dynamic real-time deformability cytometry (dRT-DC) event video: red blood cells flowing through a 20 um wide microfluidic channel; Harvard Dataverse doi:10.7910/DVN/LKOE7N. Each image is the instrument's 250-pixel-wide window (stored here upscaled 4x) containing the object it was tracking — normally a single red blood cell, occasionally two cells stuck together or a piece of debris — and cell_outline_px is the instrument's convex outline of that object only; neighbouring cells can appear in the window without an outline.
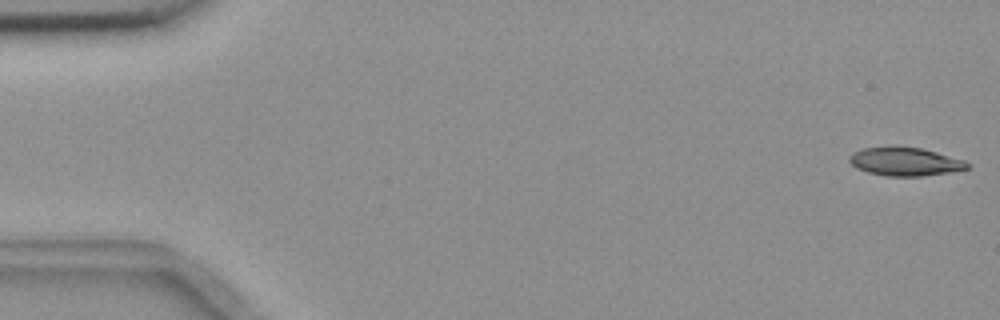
{"species": "common noctule bat (a hibernating species)", "species_latin": "Nyctalus noctula", "temperature_condition": "room temperature", "stored_images_in_passage": 13, "camera_frame_rate_fps": 3000, "um_per_image_px": 0.085, "animal": {"sex": "female", "body_mass_g": 18.4}, "frame": {"image": 1, "passage_image": 1, "time_ms": 0.0, "image_size_px": [1000, 320], "cell_outline_px": [[968, 168], [948, 172], [920, 176], [888, 176], [868, 172], [856, 168], [848, 160], [848, 156], [852, 152], [864, 148], [888, 144], [920, 148], [936, 152], [964, 160], [968, 164]], "centroid_in_image_um": [76.84, 13.7], "position_along_channel_um": 8.2, "area_um2": 19.71}}